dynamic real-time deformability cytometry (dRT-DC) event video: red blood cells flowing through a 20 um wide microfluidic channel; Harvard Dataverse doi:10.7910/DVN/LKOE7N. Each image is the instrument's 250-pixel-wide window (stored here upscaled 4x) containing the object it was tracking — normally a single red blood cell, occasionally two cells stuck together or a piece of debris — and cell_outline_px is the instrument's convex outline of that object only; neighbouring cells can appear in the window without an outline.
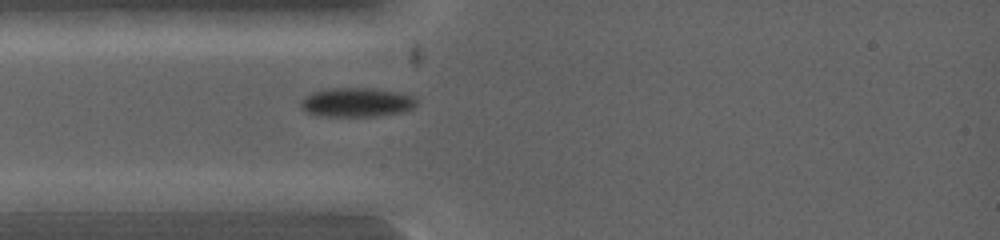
{"species": "common noctule bat (a hibernating species)", "species_latin": "Nyctalus noctula", "temperature_condition": "warm", "stored_images_in_passage": 6, "camera_frame_rate_fps": 5000, "um_per_image_px": 0.085, "animal": {"sex": "female", "body_mass_g": 19.0, "forearm_length_mm": 53.3}, "frame": {"image": 1, "passage_image": 5, "time_ms": 1.8, "image_size_px": [1000, 240], "cell_outline_px": [[416, 104], [412, 108], [400, 112], [376, 116], [316, 116], [308, 112], [300, 104], [308, 96], [316, 92], [332, 88], [364, 88], [392, 92], [412, 96], [416, 100]], "centroid_in_image_um": [30.32, 8.72], "position_along_channel_um": 54.7, "area_um2": 18.9}}